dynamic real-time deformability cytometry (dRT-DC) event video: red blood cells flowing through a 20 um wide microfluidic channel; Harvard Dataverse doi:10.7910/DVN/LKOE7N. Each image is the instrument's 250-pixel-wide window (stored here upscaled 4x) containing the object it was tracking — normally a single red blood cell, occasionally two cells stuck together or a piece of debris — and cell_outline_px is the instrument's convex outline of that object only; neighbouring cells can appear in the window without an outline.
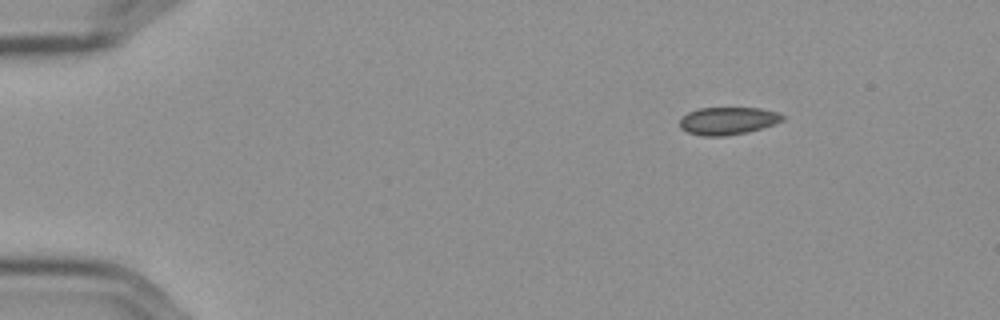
{"species": "Egyptian fruit bat (a non-hibernating species)", "species_latin": "Rousettus aegyptiacus", "temperature_condition": "cold", "stored_images_in_passage": 50, "camera_frame_rate_fps": 3000, "um_per_image_px": 0.085, "frame": {"image": 1, "passage_image": 1, "time_ms": 0.0, "image_size_px": [1000, 320], "cell_outline_px": [[784, 120], [760, 128], [744, 132], [724, 136], [704, 136], [688, 132], [680, 128], [680, 120], [688, 112], [700, 108], [760, 108], [776, 112], [784, 116]], "centroid_in_image_um": [61.84, 10.26], "position_along_channel_um": 23.2, "area_um2": 16.18}}
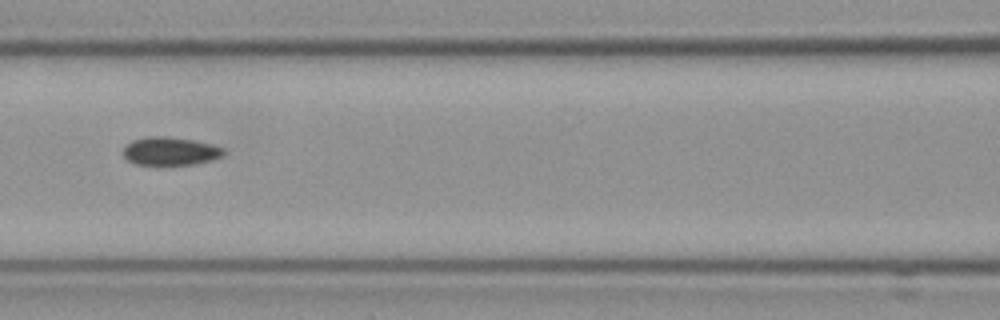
{"frame": {"image": 2, "passage_image": 19, "time_ms": 6.0, "image_size_px": [1000, 320], "cell_outline_px": [[224, 156], [192, 164], [136, 164], [128, 160], [124, 156], [124, 144], [132, 140], [148, 136], [164, 136], [192, 140], [212, 144], [224, 148]], "centroid_in_image_um": [14.45, 12.83], "position_along_channel_um": 152.2, "area_um2": 16.3}}
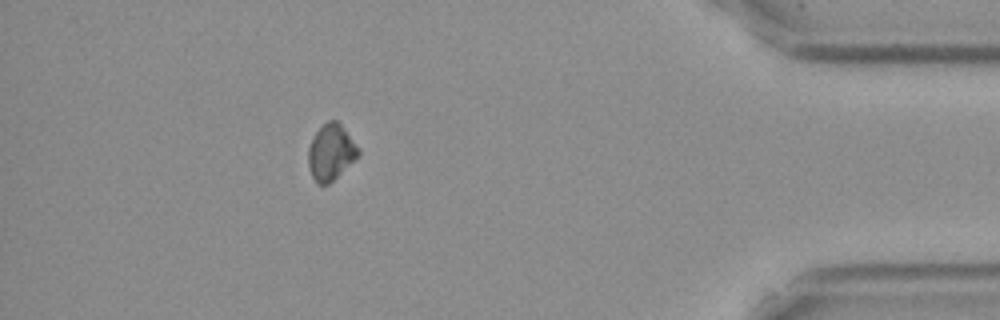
{"frame": {"image": 3, "passage_image": 44, "time_ms": 14.333, "image_size_px": [1000, 320], "cell_outline_px": [[360, 152], [328, 184], [320, 184], [312, 176], [308, 164], [308, 148], [316, 132], [328, 120], [336, 120], [344, 128], [360, 148]], "centroid_in_image_um": [28.11, 12.9], "position_along_channel_um": 407.1, "area_um2": 15.72}}